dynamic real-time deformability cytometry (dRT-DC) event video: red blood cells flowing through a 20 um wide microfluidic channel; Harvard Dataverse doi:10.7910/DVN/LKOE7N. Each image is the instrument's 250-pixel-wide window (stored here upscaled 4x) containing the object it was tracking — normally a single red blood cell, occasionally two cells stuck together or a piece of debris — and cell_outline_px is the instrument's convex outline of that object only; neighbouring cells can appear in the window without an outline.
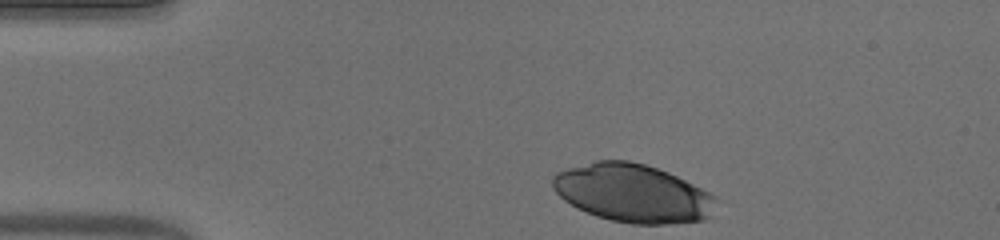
{"species": "human", "species_latin": "Homo sapiens", "temperature_condition": "warm", "stored_images_in_passage": 35, "camera_frame_rate_fps": 3000, "um_per_image_px": 0.085, "donor": {"sex": "male"}, "frame": {"image": 1, "passage_image": 1, "time_ms": 0.0, "image_size_px": [1000, 240], "cell_outline_px": [[716, 200], [708, 216], [704, 220], [668, 224], [632, 224], [612, 220], [596, 216], [576, 208], [564, 200], [552, 188], [552, 176], [556, 172], [568, 168], [596, 160], [628, 160], [644, 164], [668, 172], [708, 192]], "centroid_in_image_um": [53.72, 16.42], "position_along_channel_um": 31.3, "area_um2": 55.03}}
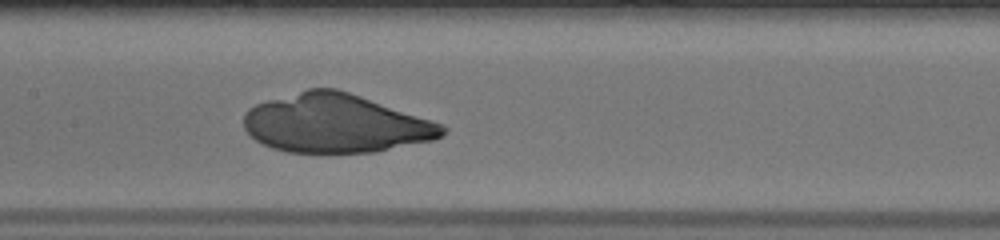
{"frame": {"image": 2, "passage_image": 17, "time_ms": 5.333, "image_size_px": [1000, 240], "cell_outline_px": [[448, 132], [444, 136], [432, 140], [376, 152], [288, 152], [272, 148], [256, 140], [244, 128], [244, 112], [248, 108], [256, 104], [268, 100], [308, 88], [336, 88], [360, 96], [440, 124], [448, 128]], "centroid_in_image_um": [28.5, 10.5], "position_along_channel_um": 178.9, "area_um2": 67.22}}
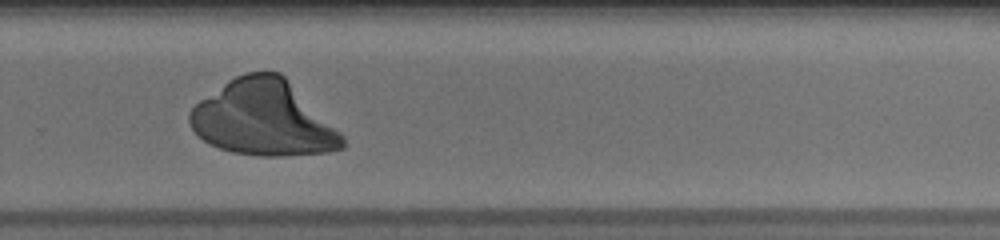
{"frame": {"image": 3, "passage_image": 27, "time_ms": 8.667, "image_size_px": [1000, 240], "cell_outline_px": [[344, 148], [328, 152], [284, 156], [260, 156], [232, 152], [208, 144], [192, 128], [188, 120], [188, 112], [200, 100], [228, 80], [244, 72], [280, 72], [344, 136]], "centroid_in_image_um": [22.37, 10.07], "position_along_channel_um": 307.4, "area_um2": 66.47}}